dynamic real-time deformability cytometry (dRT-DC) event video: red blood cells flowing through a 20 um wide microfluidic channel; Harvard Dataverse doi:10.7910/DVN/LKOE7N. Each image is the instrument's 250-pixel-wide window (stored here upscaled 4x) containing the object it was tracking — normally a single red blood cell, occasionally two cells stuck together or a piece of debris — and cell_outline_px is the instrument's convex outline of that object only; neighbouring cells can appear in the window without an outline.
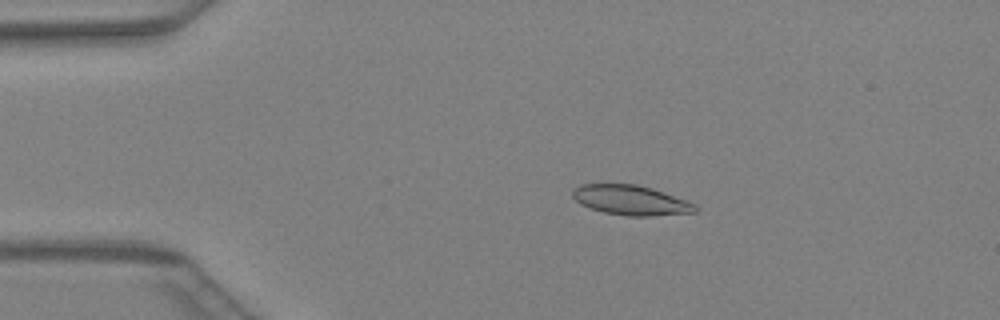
{"species": "Egyptian fruit bat (a non-hibernating species)", "species_latin": "Rousettus aegyptiacus", "temperature_condition": "warm", "stored_images_in_passage": 46, "camera_frame_rate_fps": 3000, "um_per_image_px": 0.085, "animal": {"sex": "female"}, "frame": {"image": 1, "passage_image": 9, "time_ms": 2.667, "image_size_px": [1000, 320], "cell_outline_px": [[696, 212], [652, 216], [628, 216], [604, 212], [580, 204], [572, 196], [572, 188], [580, 184], [636, 184], [652, 188], [688, 200], [696, 204]], "centroid_in_image_um": [53.62, 17.01], "position_along_channel_um": 31.4, "area_um2": 21.39}}
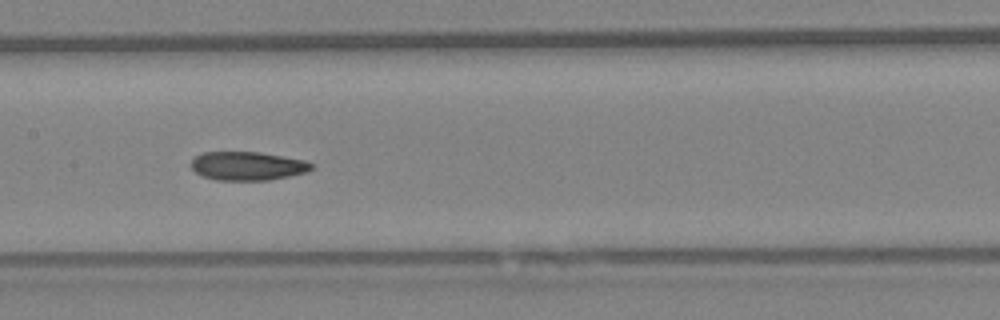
{"frame": {"image": 2, "passage_image": 23, "time_ms": 7.333, "image_size_px": [1000, 320], "cell_outline_px": [[312, 168], [308, 172], [268, 180], [216, 180], [204, 176], [196, 172], [192, 168], [192, 160], [196, 156], [204, 152], [260, 152], [304, 160], [312, 164]], "centroid_in_image_um": [21.05, 14.1], "position_along_channel_um": 186.4, "area_um2": 19.88}}
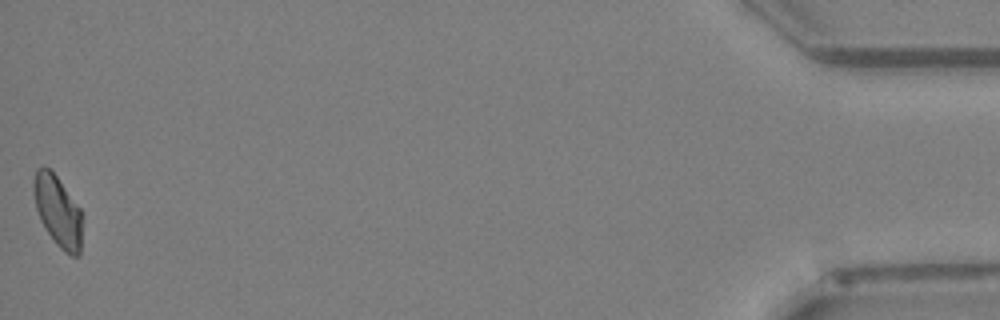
{"frame": {"image": 3, "passage_image": 46, "time_ms": 15.0, "image_size_px": [1000, 320], "cell_outline_px": [[80, 256], [72, 256], [64, 252], [56, 244], [40, 220], [36, 208], [32, 188], [32, 180], [36, 168], [44, 164], [56, 176], [80, 208]], "centroid_in_image_um": [4.86, 17.9], "position_along_channel_um": 430.3, "area_um2": 19.88}}